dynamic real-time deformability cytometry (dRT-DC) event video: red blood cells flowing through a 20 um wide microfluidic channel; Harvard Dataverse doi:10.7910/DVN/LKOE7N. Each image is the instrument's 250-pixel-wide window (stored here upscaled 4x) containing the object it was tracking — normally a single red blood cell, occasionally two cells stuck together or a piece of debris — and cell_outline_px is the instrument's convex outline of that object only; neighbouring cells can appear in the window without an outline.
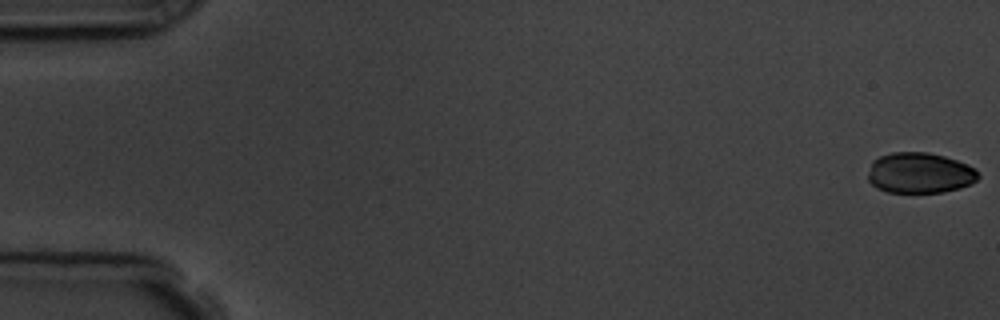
{"species": "common noctule bat (a hibernating species)", "species_latin": "Nyctalus noctula", "temperature_condition": "room temperature", "stored_images_in_passage": 15, "camera_frame_rate_fps": 3000, "um_per_image_px": 0.085, "animal": {"sex": "male", "body_mass_g": 19.5, "forearm_length_mm": 54.6}, "frame": {"image": 1, "passage_image": 1, "time_ms": 0.0, "image_size_px": [1000, 320], "cell_outline_px": [[980, 176], [972, 184], [960, 188], [944, 192], [888, 192], [876, 188], [868, 180], [868, 172], [872, 160], [880, 156], [892, 152], [928, 152], [944, 156], [968, 164], [976, 168]], "centroid_in_image_um": [78.19, 14.7], "position_along_channel_um": 6.8, "area_um2": 26.36}}
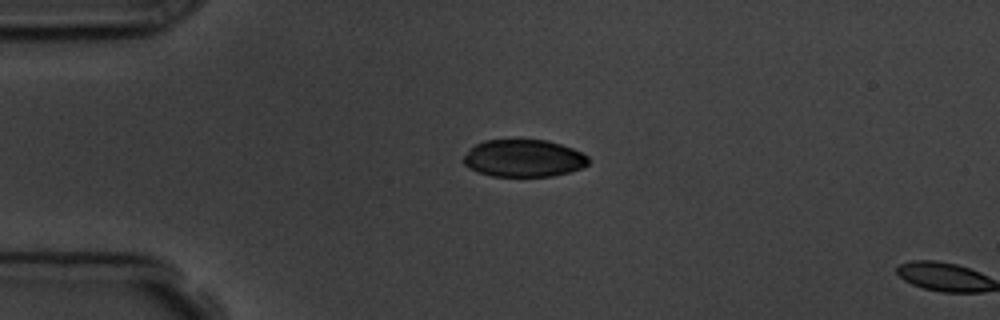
{"frame": {"image": 2, "passage_image": 14, "time_ms": 4.333, "image_size_px": [1000, 320], "cell_outline_px": [[588, 164], [580, 168], [568, 172], [552, 176], [492, 176], [468, 168], [460, 160], [476, 144], [484, 140], [548, 140], [572, 148], [588, 156]], "centroid_in_image_um": [44.49, 13.45], "position_along_channel_um": 40.5, "area_um2": 26.99}}